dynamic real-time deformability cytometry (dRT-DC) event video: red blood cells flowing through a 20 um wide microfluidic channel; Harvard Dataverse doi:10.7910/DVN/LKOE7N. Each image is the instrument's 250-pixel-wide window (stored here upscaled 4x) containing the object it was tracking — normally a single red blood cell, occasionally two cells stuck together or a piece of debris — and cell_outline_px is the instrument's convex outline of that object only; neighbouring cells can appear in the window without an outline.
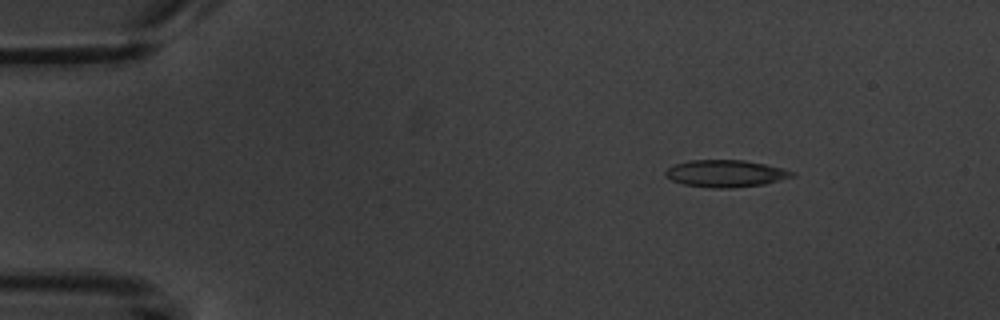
{"species": "common noctule bat (a hibernating species)", "species_latin": "Nyctalus noctula", "temperature_condition": "warm", "stored_images_in_passage": 9, "camera_frame_rate_fps": 3000, "um_per_image_px": 0.085, "animal": {"sex": "male", "body_mass_g": 20.1, "forearm_length_mm": 53.5}, "frame": {"image": 1, "passage_image": 1, "time_ms": 0.0, "image_size_px": [1000, 320], "cell_outline_px": [[796, 176], [764, 184], [732, 188], [712, 188], [684, 184], [672, 180], [664, 176], [664, 172], [668, 168], [676, 164], [688, 160], [744, 160], [764, 164], [796, 172]], "centroid_in_image_um": [61.68, 14.75], "position_along_channel_um": 23.3, "area_um2": 19.94}}
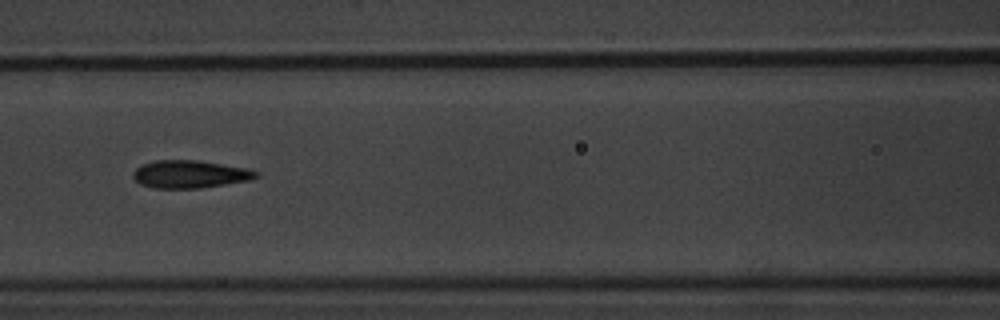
{"frame": {"image": 2, "passage_image": 6, "time_ms": 5.667, "image_size_px": [1000, 320], "cell_outline_px": [[260, 176], [252, 180], [200, 188], [152, 188], [140, 184], [132, 176], [132, 172], [136, 168], [144, 164], [156, 160], [196, 160], [244, 168], [260, 172]], "centroid_in_image_um": [16.15, 14.81], "position_along_channel_um": 150.5, "area_um2": 19.83}}
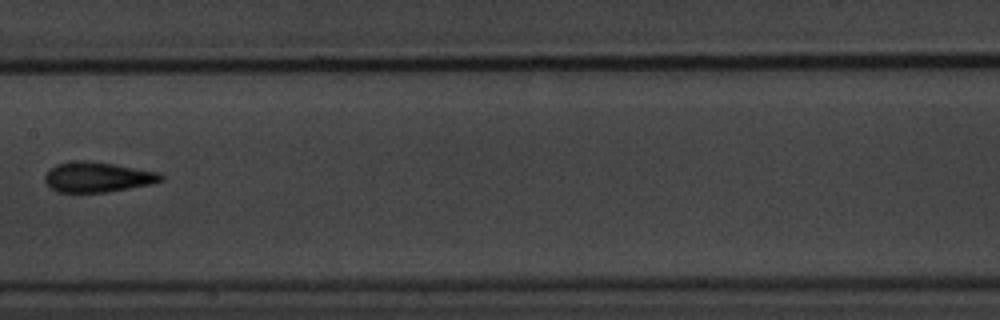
{"frame": {"image": 3, "passage_image": 7, "time_ms": 7.0, "image_size_px": [1000, 320], "cell_outline_px": [[164, 180], [152, 184], [108, 192], [56, 192], [44, 180], [44, 176], [56, 164], [72, 160], [88, 160], [160, 172], [164, 176]], "centroid_in_image_um": [8.32, 15.05], "position_along_channel_um": 199.1, "area_um2": 20.46}}